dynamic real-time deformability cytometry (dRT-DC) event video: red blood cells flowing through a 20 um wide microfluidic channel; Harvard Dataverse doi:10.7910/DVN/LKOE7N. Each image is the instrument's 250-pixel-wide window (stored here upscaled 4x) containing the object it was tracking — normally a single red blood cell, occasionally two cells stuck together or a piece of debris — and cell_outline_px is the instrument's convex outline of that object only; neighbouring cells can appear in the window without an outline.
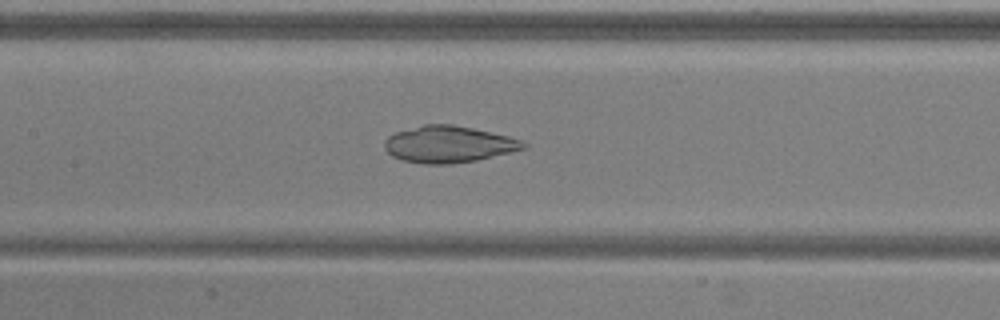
{"species": "common noctule bat (a hibernating species)", "species_latin": "Nyctalus noctula", "temperature_condition": "warm", "stored_images_in_passage": 52, "camera_frame_rate_fps": 3000, "um_per_image_px": 0.085, "animal": {"sex": "male", "body_mass_g": 20.5, "forearm_length_mm": 52.5}, "frame": {"image": 1, "passage_image": 24, "time_ms": 7.667, "image_size_px": [1000, 320], "cell_outline_px": [[528, 148], [476, 160], [452, 164], [424, 164], [400, 160], [392, 156], [384, 148], [384, 140], [388, 136], [396, 132], [424, 124], [452, 124], [472, 128], [508, 136], [520, 140], [528, 144]], "centroid_in_image_um": [38.11, 12.27], "position_along_channel_um": 169.3, "area_um2": 29.71}}
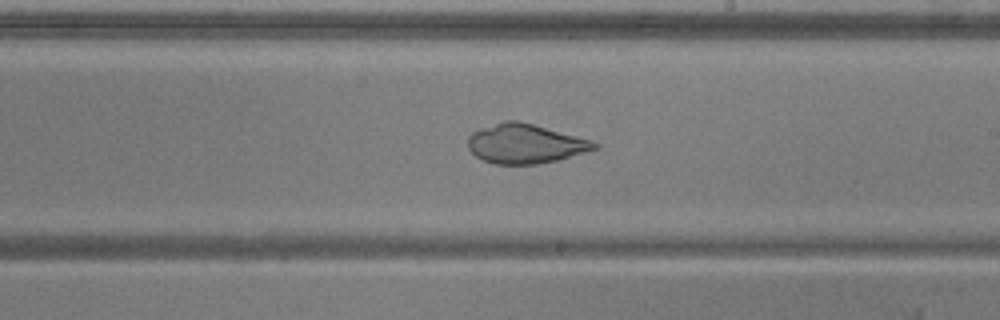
{"frame": {"image": 2, "passage_image": 30, "time_ms": 9.667, "image_size_px": [1000, 320], "cell_outline_px": [[600, 148], [556, 160], [536, 164], [496, 164], [484, 160], [476, 156], [468, 148], [468, 136], [472, 132], [480, 128], [504, 120], [520, 120], [588, 140], [600, 144]], "centroid_in_image_um": [44.61, 12.21], "position_along_channel_um": 244.4, "area_um2": 28.78}}
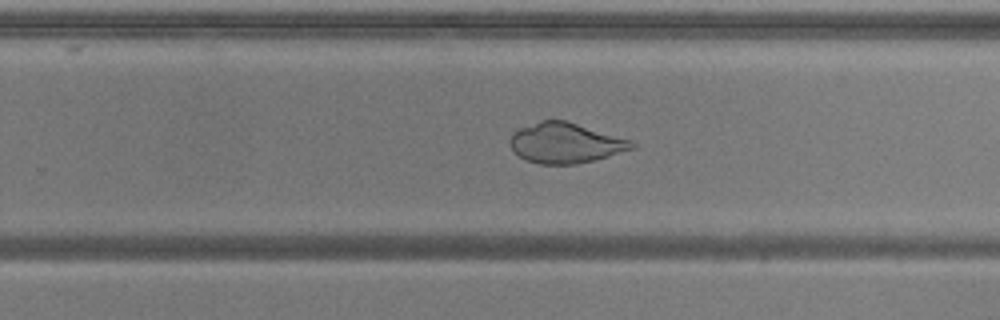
{"frame": {"image": 3, "passage_image": 33, "time_ms": 10.667, "image_size_px": [1000, 320], "cell_outline_px": [[636, 148], [608, 156], [576, 164], [540, 164], [524, 160], [512, 148], [508, 140], [512, 132], [520, 128], [540, 120], [564, 120], [632, 140], [636, 144]], "centroid_in_image_um": [48.05, 12.15], "position_along_channel_um": 281.7, "area_um2": 28.5}}